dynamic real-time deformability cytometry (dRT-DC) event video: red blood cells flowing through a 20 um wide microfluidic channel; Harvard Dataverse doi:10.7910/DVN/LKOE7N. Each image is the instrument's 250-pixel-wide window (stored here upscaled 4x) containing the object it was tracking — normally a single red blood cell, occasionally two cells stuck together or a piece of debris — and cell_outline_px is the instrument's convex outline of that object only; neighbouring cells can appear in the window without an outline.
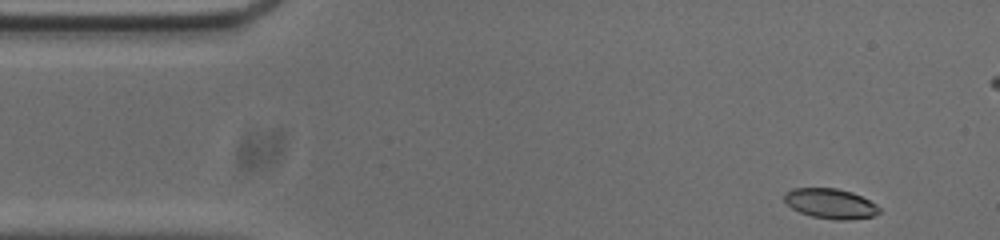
{"species": "common noctule bat (a hibernating species)", "species_latin": "Nyctalus noctula", "temperature_condition": "cold", "stored_images_in_passage": 51, "camera_frame_rate_fps": 3000, "um_per_image_px": 0.085, "animal": {"sex": "male", "body_mass_g": 20.0, "forearm_length_mm": 53.3}, "frame": {"image": 1, "passage_image": 1, "time_ms": 0.0, "image_size_px": [1000, 240], "cell_outline_px": [[880, 212], [872, 216], [848, 220], [836, 220], [812, 216], [800, 212], [792, 208], [784, 200], [784, 196], [792, 188], [836, 188], [852, 192], [876, 204], [880, 208]], "centroid_in_image_um": [70.6, 17.3], "position_along_channel_um": 14.4, "area_um2": 16.42}}
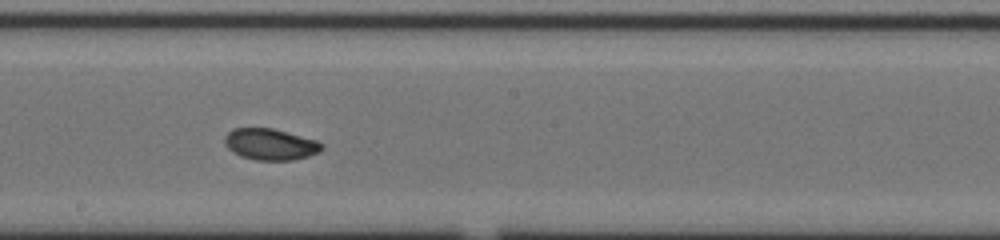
{"frame": {"image": 2, "passage_image": 25, "time_ms": 8.0, "image_size_px": [1000, 240], "cell_outline_px": [[324, 148], [320, 152], [308, 156], [292, 160], [256, 160], [240, 156], [232, 152], [224, 144], [224, 136], [232, 128], [272, 128], [316, 140], [324, 144]], "centroid_in_image_um": [22.97, 12.27], "position_along_channel_um": 225.2, "area_um2": 17.86}}
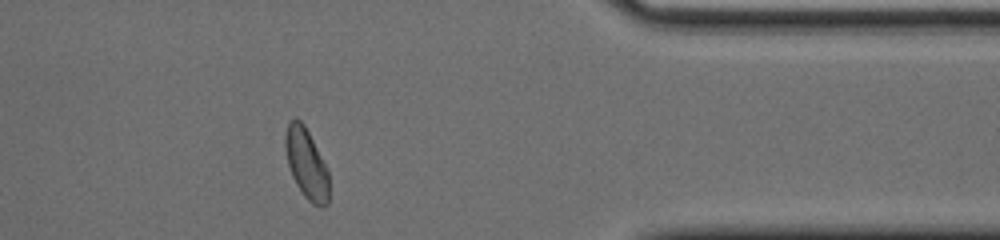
{"frame": {"image": 3, "passage_image": 40, "time_ms": 13.0, "image_size_px": [1000, 240], "cell_outline_px": [[328, 204], [320, 208], [312, 204], [304, 196], [296, 184], [292, 176], [288, 164], [284, 148], [284, 136], [288, 124], [296, 116], [304, 124], [328, 172]], "centroid_in_image_um": [26.02, 13.93], "position_along_channel_um": 385.4, "area_um2": 17.69}, "authors_computed_cell_mechanics": {"area_um2": 17.8602, "velocity_mm_per_s": 3.7094, "shape_relaxation_time_tau1_ms": 5.3017, "shape_relaxation_time_tau2_ms": 1.5591, "deformation_change_tau1": 0.1295, "deformation_change_tau2": 0.0438}}